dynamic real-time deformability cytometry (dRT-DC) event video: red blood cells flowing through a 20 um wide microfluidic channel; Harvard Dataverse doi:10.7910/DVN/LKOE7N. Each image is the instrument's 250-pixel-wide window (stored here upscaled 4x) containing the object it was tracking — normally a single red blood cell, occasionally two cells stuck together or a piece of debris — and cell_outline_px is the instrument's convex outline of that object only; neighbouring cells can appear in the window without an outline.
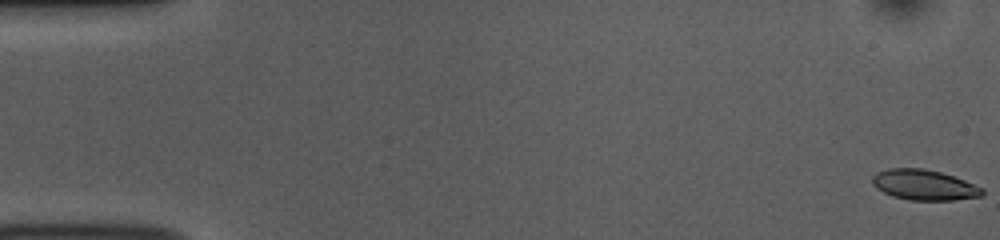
{"species": "common noctule bat (a hibernating species)", "species_latin": "Nyctalus noctula", "temperature_condition": "room temperature", "stored_images_in_passage": 53, "camera_frame_rate_fps": 3000, "um_per_image_px": 0.085, "animal": {"sex": "female", "body_mass_g": 10.0, "forearm_length_mm": 53.1}, "frame": {"image": 1, "passage_image": 1, "time_ms": 0.0, "image_size_px": [1000, 240], "cell_outline_px": [[984, 192], [980, 196], [952, 200], [908, 200], [892, 196], [876, 188], [872, 184], [872, 176], [876, 172], [888, 168], [924, 168], [940, 172], [964, 180], [984, 188]], "centroid_in_image_um": [78.51, 15.71], "position_along_channel_um": 6.5, "area_um2": 19.48}}
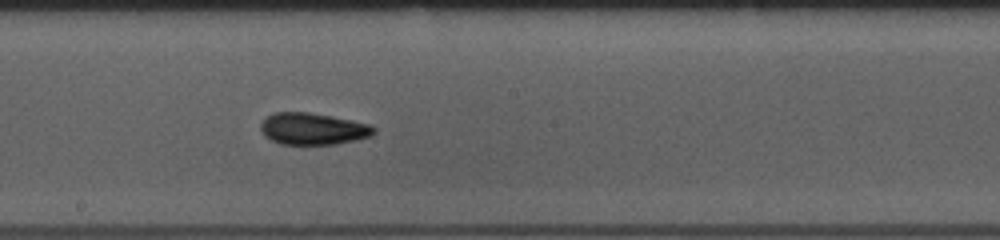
{"frame": {"image": 2, "passage_image": 29, "time_ms": 9.333, "image_size_px": [1000, 240], "cell_outline_px": [[376, 132], [372, 136], [356, 140], [336, 144], [280, 144], [264, 136], [260, 128], [260, 124], [272, 112], [308, 112], [332, 116], [372, 124], [376, 128]], "centroid_in_image_um": [26.63, 10.94], "position_along_channel_um": 221.6, "area_um2": 21.15}}
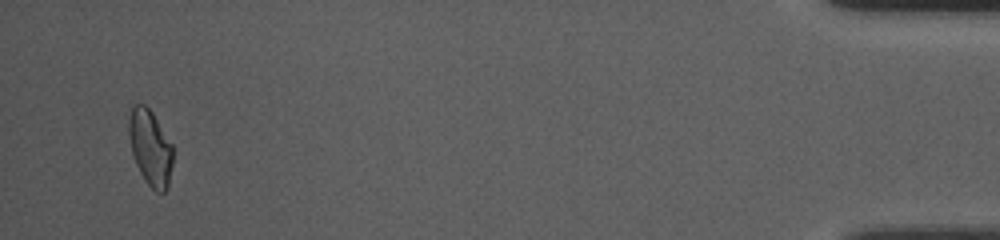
{"frame": {"image": 3, "passage_image": 51, "time_ms": 16.667, "image_size_px": [1000, 240], "cell_outline_px": [[172, 164], [168, 188], [164, 192], [156, 192], [144, 180], [136, 164], [132, 152], [128, 132], [128, 104], [144, 104], [152, 112], [172, 144]], "centroid_in_image_um": [12.74, 12.51], "position_along_channel_um": 422.5, "area_um2": 19.65}, "authors_computed_cell_mechanics": {"area_um2": 19.941, "velocity_mm_per_s": 3.8246, "shape_relaxation_time_tau1_ms": 3.2865, "shape_relaxation_time_tau2_ms": 4.4553, "deformation_change_tau1": 0.1013, "deformation_change_tau2": 0.1048}}